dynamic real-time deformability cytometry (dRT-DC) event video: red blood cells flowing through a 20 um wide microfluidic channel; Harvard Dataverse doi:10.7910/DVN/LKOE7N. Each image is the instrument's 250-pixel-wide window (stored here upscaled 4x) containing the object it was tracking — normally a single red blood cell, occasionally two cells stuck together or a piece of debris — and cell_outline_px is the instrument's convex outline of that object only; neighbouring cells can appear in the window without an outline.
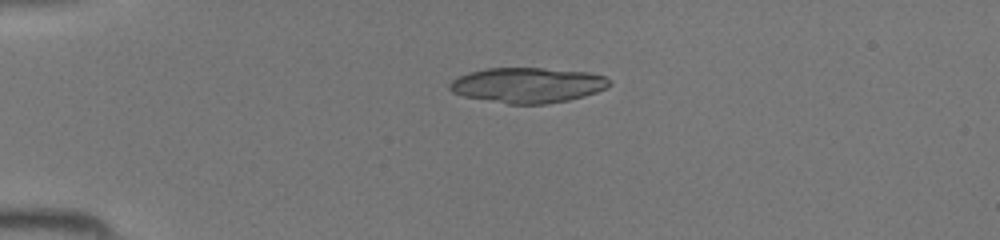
{"species": "common noctule bat (a hibernating species)", "species_latin": "Nyctalus noctula", "temperature_condition": "room temperature", "stored_images_in_passage": 45, "camera_frame_rate_fps": 3000, "um_per_image_px": 0.085, "animal": {"sex": "female", "body_mass_g": 19.5, "forearm_length_mm": 54.1}, "frame": {"image": 1, "passage_image": 11, "time_ms": 3.333, "image_size_px": [1000, 240], "cell_outline_px": [[612, 84], [596, 92], [584, 96], [568, 100], [548, 104], [508, 104], [464, 96], [452, 92], [448, 88], [448, 84], [452, 80], [468, 72], [488, 68], [544, 68], [588, 72], [604, 76], [612, 80]], "centroid_in_image_um": [44.85, 7.23], "position_along_channel_um": 40.1, "area_um2": 32.89}}